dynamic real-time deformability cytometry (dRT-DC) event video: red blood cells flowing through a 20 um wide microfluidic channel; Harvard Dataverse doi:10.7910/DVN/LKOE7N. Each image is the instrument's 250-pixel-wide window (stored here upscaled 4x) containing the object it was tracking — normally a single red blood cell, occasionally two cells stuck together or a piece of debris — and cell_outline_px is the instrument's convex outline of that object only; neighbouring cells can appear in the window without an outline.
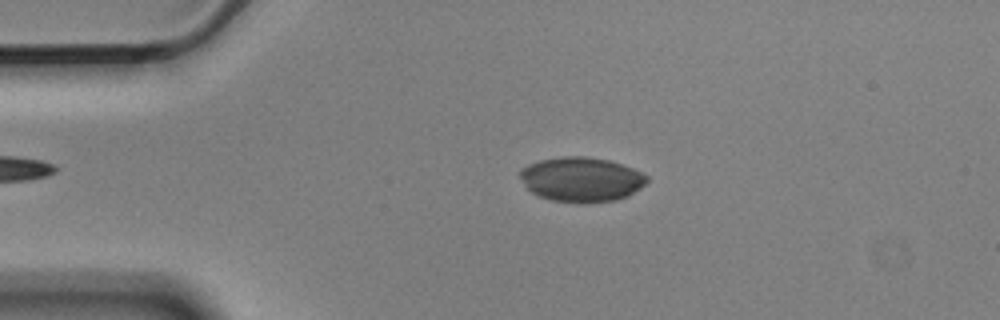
{"species": "Egyptian fruit bat (a non-hibernating species)", "species_latin": "Rousettus aegyptiacus", "temperature_condition": "cold", "stored_images_in_passage": 13, "camera_frame_rate_fps": 3000, "um_per_image_px": 0.085, "animal": {"sex": "male"}, "frame": {"image": 1, "passage_image": 2, "time_ms": 0.333, "image_size_px": [1000, 320], "cell_outline_px": [[648, 180], [640, 188], [628, 196], [616, 200], [588, 204], [576, 204], [548, 200], [532, 192], [524, 184], [520, 176], [520, 168], [528, 164], [540, 160], [564, 156], [584, 156], [608, 160], [632, 168], [648, 176]], "centroid_in_image_um": [49.4, 15.27], "position_along_channel_um": 35.6, "area_um2": 33.29}}
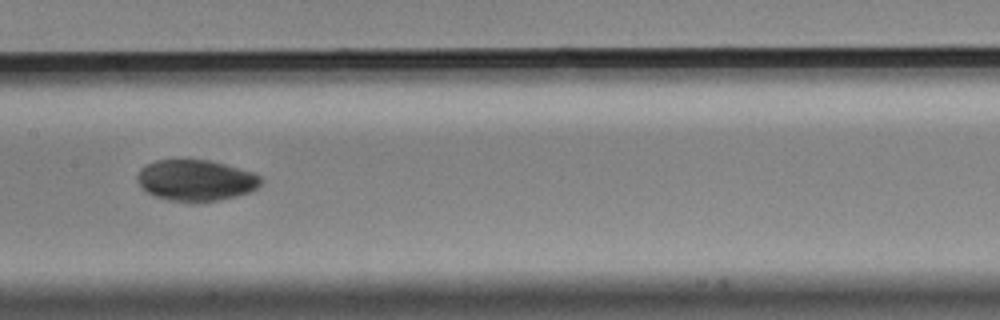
{"frame": {"image": 2, "passage_image": 6, "time_ms": 1.667, "image_size_px": [1000, 320], "cell_outline_px": [[260, 184], [256, 188], [248, 192], [236, 196], [220, 200], [196, 204], [192, 204], [168, 200], [156, 196], [148, 192], [136, 180], [136, 176], [140, 168], [156, 160], [188, 156], [208, 160], [224, 164], [252, 172], [260, 176]], "centroid_in_image_um": [16.6, 15.31], "position_along_channel_um": 190.8, "area_um2": 30.46}}
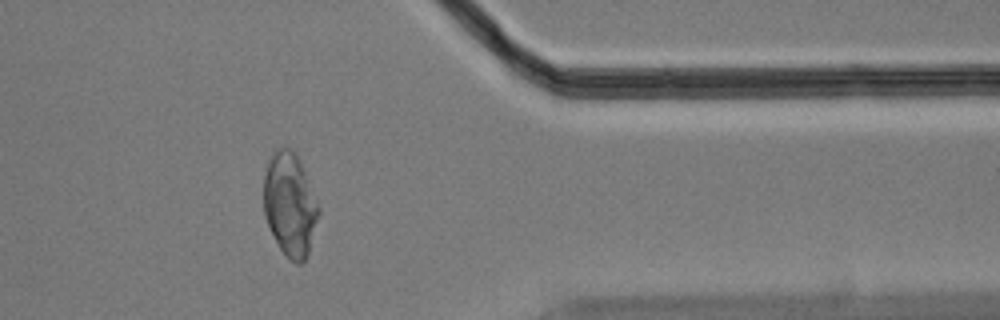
{"frame": {"image": 3, "passage_image": 11, "time_ms": 3.333, "image_size_px": [1000, 320], "cell_outline_px": [[320, 212], [308, 252], [304, 260], [300, 264], [296, 264], [288, 260], [280, 248], [264, 216], [264, 176], [268, 164], [276, 148], [288, 148], [296, 152], [304, 168], [320, 208]], "centroid_in_image_um": [24.66, 17.38], "position_along_channel_um": 386.7, "area_um2": 32.95}}